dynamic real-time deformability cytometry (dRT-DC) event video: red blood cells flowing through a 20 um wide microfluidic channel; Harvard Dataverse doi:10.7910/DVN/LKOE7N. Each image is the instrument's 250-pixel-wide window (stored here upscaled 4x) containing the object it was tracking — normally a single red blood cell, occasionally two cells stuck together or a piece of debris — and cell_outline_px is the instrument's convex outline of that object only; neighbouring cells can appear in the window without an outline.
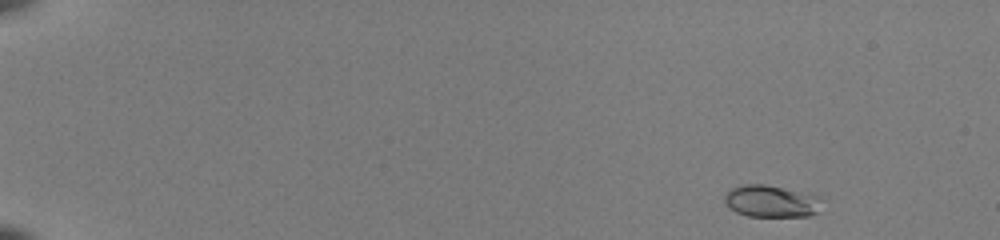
{"species": "common noctule bat (a hibernating species)", "species_latin": "Nyctalus noctula", "temperature_condition": "room temperature", "stored_images_in_passage": 16, "camera_frame_rate_fps": 3000, "um_per_image_px": 0.085, "animal": {"sex": "female", "body_mass_g": 22.0, "forearm_length_mm": 56.7}, "frame": {"image": 1, "passage_image": 2, "time_ms": 0.333, "image_size_px": [1000, 240], "cell_outline_px": [[820, 212], [808, 216], [748, 216], [736, 212], [724, 200], [724, 196], [732, 188], [744, 184], [764, 184], [820, 196]], "centroid_in_image_um": [65.58, 17.11], "position_along_channel_um": 19.4, "area_um2": 17.92}}
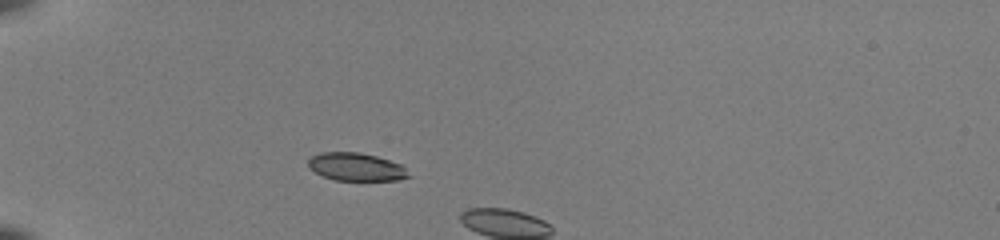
{"frame": {"image": 2, "passage_image": 14, "time_ms": 4.333, "image_size_px": [1000, 240], "cell_outline_px": [[412, 176], [400, 180], [336, 180], [324, 176], [308, 168], [308, 160], [312, 156], [320, 152], [360, 152], [376, 156], [400, 164]], "centroid_in_image_um": [30.27, 14.18], "position_along_channel_um": 54.7, "area_um2": 16.3}}